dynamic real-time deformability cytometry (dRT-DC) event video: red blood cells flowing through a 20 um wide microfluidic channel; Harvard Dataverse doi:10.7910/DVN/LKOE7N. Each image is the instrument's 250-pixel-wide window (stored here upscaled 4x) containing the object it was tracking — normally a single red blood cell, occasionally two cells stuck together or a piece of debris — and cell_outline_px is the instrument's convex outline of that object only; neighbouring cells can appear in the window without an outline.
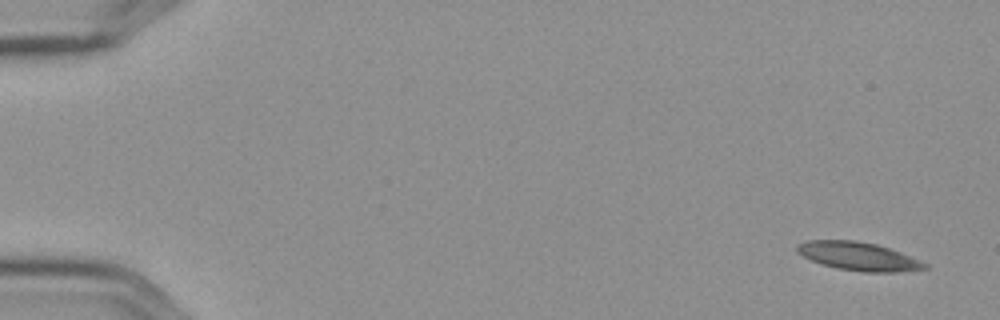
{"species": "Egyptian fruit bat (a non-hibernating species)", "species_latin": "Rousettus aegyptiacus", "temperature_condition": "cold", "stored_images_in_passage": 5, "camera_frame_rate_fps": 3000, "um_per_image_px": 0.085, "frame": {"image": 1, "passage_image": 1, "time_ms": 0.0, "image_size_px": [1000, 320], "cell_outline_px": [[928, 268], [896, 272], [864, 272], [836, 268], [812, 260], [796, 252], [796, 244], [808, 240], [856, 240], [876, 244], [900, 252], [928, 264]], "centroid_in_image_um": [72.94, 21.78], "position_along_channel_um": 12.1, "area_um2": 20.92}}